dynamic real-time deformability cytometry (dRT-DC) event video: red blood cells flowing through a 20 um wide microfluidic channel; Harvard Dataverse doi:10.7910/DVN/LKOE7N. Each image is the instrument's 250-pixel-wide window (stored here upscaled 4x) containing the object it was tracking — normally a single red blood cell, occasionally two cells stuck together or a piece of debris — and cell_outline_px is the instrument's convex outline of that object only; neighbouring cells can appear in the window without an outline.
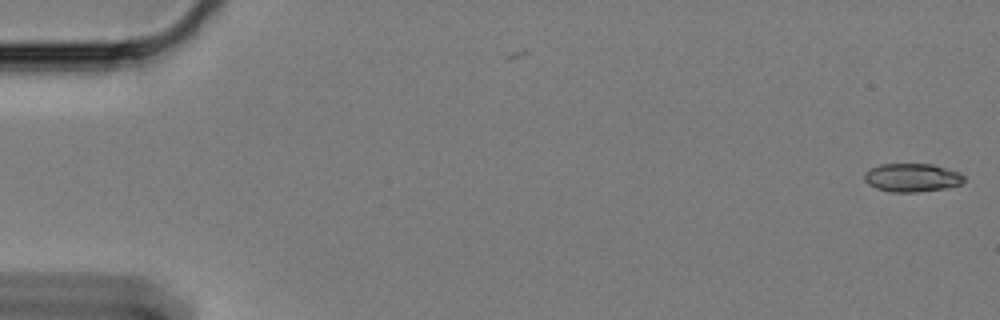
{"species": "Egyptian fruit bat (a non-hibernating species)", "species_latin": "Rousettus aegyptiacus", "temperature_condition": "cold", "stored_images_in_passage": 61, "camera_frame_rate_fps": 3000, "um_per_image_px": 0.085, "animal": {"sex": "female"}, "frame": {"image": 1, "passage_image": 1, "time_ms": 0.0, "image_size_px": [1000, 320], "cell_outline_px": [[964, 180], [960, 184], [948, 188], [916, 192], [888, 192], [876, 188], [868, 184], [864, 180], [864, 172], [868, 168], [880, 164], [932, 164], [960, 172], [964, 176]], "centroid_in_image_um": [77.49, 15.1], "position_along_channel_um": 7.5, "area_um2": 16.7}}
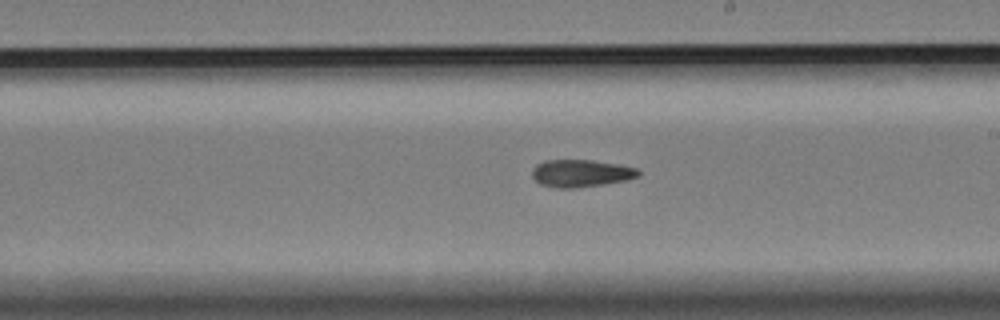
{"frame": {"image": 2, "passage_image": 35, "time_ms": 11.333, "image_size_px": [1000, 320], "cell_outline_px": [[640, 176], [624, 180], [576, 188], [556, 188], [540, 184], [532, 176], [532, 168], [536, 164], [544, 160], [592, 160], [620, 164], [636, 168], [640, 172]], "centroid_in_image_um": [49.35, 14.72], "position_along_channel_um": 239.7, "area_um2": 16.94}}
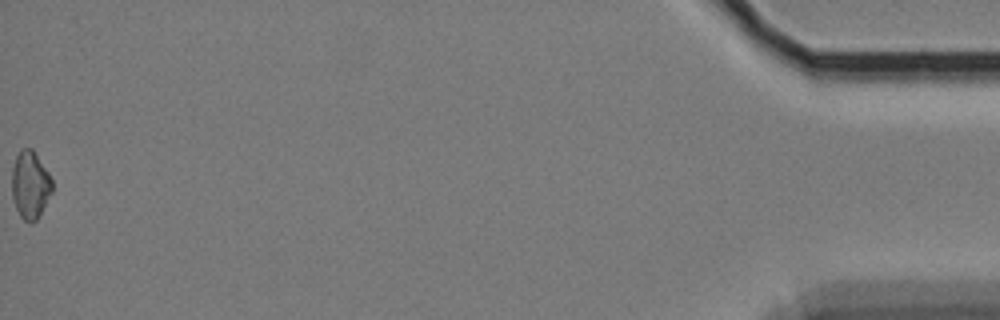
{"frame": {"image": 3, "passage_image": 61, "time_ms": 20.0, "image_size_px": [1000, 320], "cell_outline_px": [[52, 192], [36, 220], [32, 224], [28, 224], [20, 216], [16, 208], [12, 196], [12, 168], [16, 156], [20, 148], [32, 148], [48, 172], [52, 180]], "centroid_in_image_um": [2.55, 15.72], "position_along_channel_um": 432.6, "area_um2": 15.9}, "authors_computed_cell_mechanics": {"area_um2": 16.762, "velocity_mm_per_s": 3.3137, "shape_relaxation_time_tau1_ms": 7.8132, "shape_relaxation_time_tau2_ms": 8.0131, "deformation_change_tau1": 0.1235, "deformation_change_tau2": 0.1213}}